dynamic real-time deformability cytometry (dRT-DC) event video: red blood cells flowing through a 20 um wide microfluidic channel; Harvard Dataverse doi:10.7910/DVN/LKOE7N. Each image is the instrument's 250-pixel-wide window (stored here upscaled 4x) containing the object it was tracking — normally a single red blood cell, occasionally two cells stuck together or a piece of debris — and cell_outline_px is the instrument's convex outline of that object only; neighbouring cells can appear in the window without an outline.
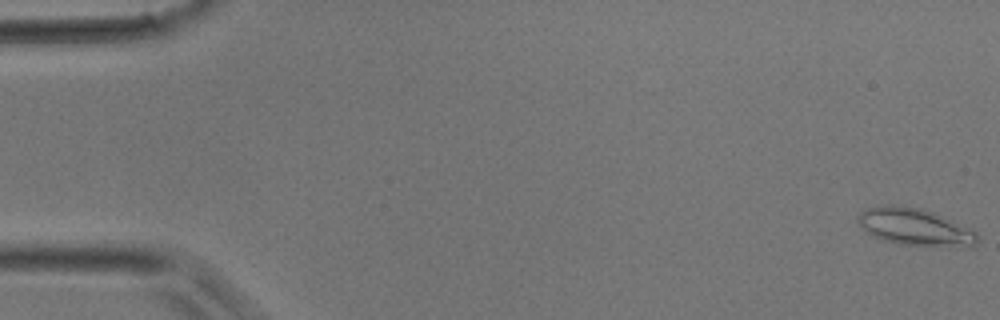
{"species": "common noctule bat (a hibernating species)", "species_latin": "Nyctalus noctula", "temperature_condition": "room temperature", "stored_images_in_passage": 11, "camera_frame_rate_fps": 3000, "um_per_image_px": 0.085, "animal": {"sex": "male", "body_mass_g": 17.9}, "frame": {"image": 1, "passage_image": 1, "time_ms": 0.0, "image_size_px": [1000, 320], "cell_outline_px": [[980, 236], [976, 244], [972, 248], [900, 244], [884, 240], [868, 232], [856, 220], [856, 216], [864, 208], [880, 204], [892, 204], [924, 208], [976, 232]], "centroid_in_image_um": [77.77, 19.28], "position_along_channel_um": 7.2, "area_um2": 26.07}}